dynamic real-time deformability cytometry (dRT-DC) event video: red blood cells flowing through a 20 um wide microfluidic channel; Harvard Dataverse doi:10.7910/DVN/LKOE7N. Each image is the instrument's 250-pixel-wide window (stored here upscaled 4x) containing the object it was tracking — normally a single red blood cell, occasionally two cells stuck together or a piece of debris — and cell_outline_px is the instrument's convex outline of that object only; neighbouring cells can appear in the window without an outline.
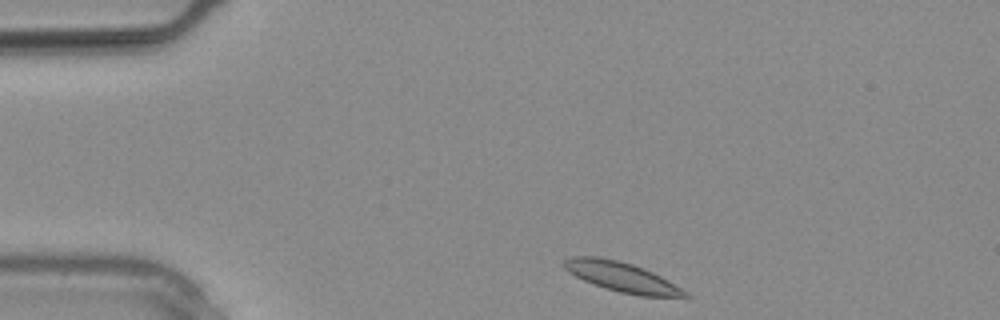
{"species": "common noctule bat (a hibernating species)", "species_latin": "Nyctalus noctula", "temperature_condition": "warm", "stored_images_in_passage": 6, "camera_frame_rate_fps": 3000, "um_per_image_px": 0.085, "animal": {"sex": "male", "body_mass_g": 20.4}, "frame": {"image": 1, "passage_image": 1, "time_ms": 0.0, "image_size_px": [1000, 320], "cell_outline_px": [[692, 300], [640, 296], [620, 292], [604, 288], [584, 280], [568, 272], [564, 268], [564, 260], [572, 256], [596, 256], [616, 260], [632, 264], [644, 268], [660, 276], [688, 292], [692, 296]], "centroid_in_image_um": [52.98, 23.6], "position_along_channel_um": 32.0, "area_um2": 21.39}}
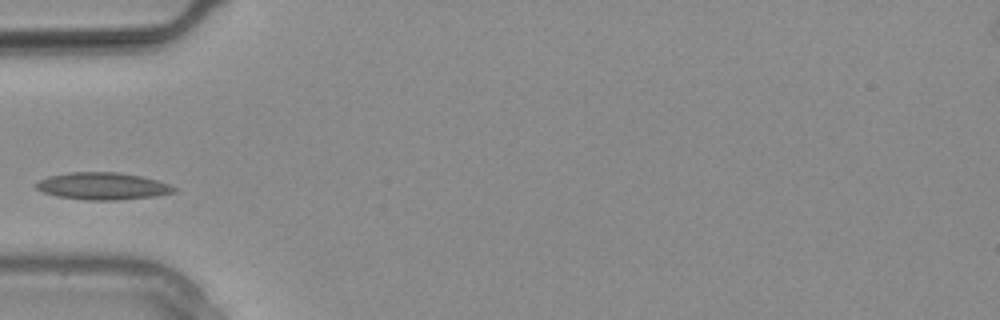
{"frame": {"image": 2, "passage_image": 5, "time_ms": 1.333, "image_size_px": [1000, 320], "cell_outline_px": [[176, 192], [156, 196], [116, 200], [84, 200], [56, 196], [44, 192], [36, 188], [32, 184], [48, 176], [72, 172], [120, 172], [140, 176], [156, 180], [168, 184], [176, 188]], "centroid_in_image_um": [8.7, 15.82], "position_along_channel_um": 76.3, "area_um2": 21.85}}